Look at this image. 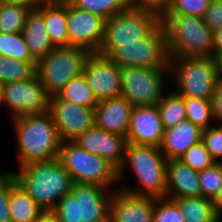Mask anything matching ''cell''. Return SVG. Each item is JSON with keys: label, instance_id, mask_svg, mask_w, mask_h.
<instances>
[{"label": "cell", "instance_id": "obj_38", "mask_svg": "<svg viewBox=\"0 0 222 222\" xmlns=\"http://www.w3.org/2000/svg\"><path fill=\"white\" fill-rule=\"evenodd\" d=\"M202 142L216 163H220L222 161V124L203 130Z\"/></svg>", "mask_w": 222, "mask_h": 222}, {"label": "cell", "instance_id": "obj_46", "mask_svg": "<svg viewBox=\"0 0 222 222\" xmlns=\"http://www.w3.org/2000/svg\"><path fill=\"white\" fill-rule=\"evenodd\" d=\"M215 60H216V63H217V68L219 70L220 77H222V52L218 53L215 56Z\"/></svg>", "mask_w": 222, "mask_h": 222}, {"label": "cell", "instance_id": "obj_26", "mask_svg": "<svg viewBox=\"0 0 222 222\" xmlns=\"http://www.w3.org/2000/svg\"><path fill=\"white\" fill-rule=\"evenodd\" d=\"M157 107L164 129L174 127L186 120L184 97L177 94L175 90L169 93L165 92L162 99L157 103Z\"/></svg>", "mask_w": 222, "mask_h": 222}, {"label": "cell", "instance_id": "obj_30", "mask_svg": "<svg viewBox=\"0 0 222 222\" xmlns=\"http://www.w3.org/2000/svg\"><path fill=\"white\" fill-rule=\"evenodd\" d=\"M70 3L80 10L98 15L106 20L126 11L131 6V0H72Z\"/></svg>", "mask_w": 222, "mask_h": 222}, {"label": "cell", "instance_id": "obj_29", "mask_svg": "<svg viewBox=\"0 0 222 222\" xmlns=\"http://www.w3.org/2000/svg\"><path fill=\"white\" fill-rule=\"evenodd\" d=\"M30 9L26 6L4 1L0 4V33L22 32Z\"/></svg>", "mask_w": 222, "mask_h": 222}, {"label": "cell", "instance_id": "obj_42", "mask_svg": "<svg viewBox=\"0 0 222 222\" xmlns=\"http://www.w3.org/2000/svg\"><path fill=\"white\" fill-rule=\"evenodd\" d=\"M7 1L26 6L30 10H37L39 8H42L44 5L53 2V0H7Z\"/></svg>", "mask_w": 222, "mask_h": 222}, {"label": "cell", "instance_id": "obj_35", "mask_svg": "<svg viewBox=\"0 0 222 222\" xmlns=\"http://www.w3.org/2000/svg\"><path fill=\"white\" fill-rule=\"evenodd\" d=\"M153 222H186L177 203L167 197L155 198Z\"/></svg>", "mask_w": 222, "mask_h": 222}, {"label": "cell", "instance_id": "obj_32", "mask_svg": "<svg viewBox=\"0 0 222 222\" xmlns=\"http://www.w3.org/2000/svg\"><path fill=\"white\" fill-rule=\"evenodd\" d=\"M0 56L18 61H36L29 52L22 32L0 33Z\"/></svg>", "mask_w": 222, "mask_h": 222}, {"label": "cell", "instance_id": "obj_6", "mask_svg": "<svg viewBox=\"0 0 222 222\" xmlns=\"http://www.w3.org/2000/svg\"><path fill=\"white\" fill-rule=\"evenodd\" d=\"M58 159L70 174L73 183L118 189L115 187L118 184V170L106 159L87 152L74 141L62 142Z\"/></svg>", "mask_w": 222, "mask_h": 222}, {"label": "cell", "instance_id": "obj_16", "mask_svg": "<svg viewBox=\"0 0 222 222\" xmlns=\"http://www.w3.org/2000/svg\"><path fill=\"white\" fill-rule=\"evenodd\" d=\"M164 127L157 105L134 106L128 132L127 143L160 147Z\"/></svg>", "mask_w": 222, "mask_h": 222}, {"label": "cell", "instance_id": "obj_47", "mask_svg": "<svg viewBox=\"0 0 222 222\" xmlns=\"http://www.w3.org/2000/svg\"><path fill=\"white\" fill-rule=\"evenodd\" d=\"M96 222H115V220L113 219L111 214L108 213L106 216H104L103 218L97 220Z\"/></svg>", "mask_w": 222, "mask_h": 222}, {"label": "cell", "instance_id": "obj_40", "mask_svg": "<svg viewBox=\"0 0 222 222\" xmlns=\"http://www.w3.org/2000/svg\"><path fill=\"white\" fill-rule=\"evenodd\" d=\"M172 0H131V6L143 8L162 16L169 8Z\"/></svg>", "mask_w": 222, "mask_h": 222}, {"label": "cell", "instance_id": "obj_31", "mask_svg": "<svg viewBox=\"0 0 222 222\" xmlns=\"http://www.w3.org/2000/svg\"><path fill=\"white\" fill-rule=\"evenodd\" d=\"M186 119L202 130L210 128L215 122L212 100L184 97Z\"/></svg>", "mask_w": 222, "mask_h": 222}, {"label": "cell", "instance_id": "obj_2", "mask_svg": "<svg viewBox=\"0 0 222 222\" xmlns=\"http://www.w3.org/2000/svg\"><path fill=\"white\" fill-rule=\"evenodd\" d=\"M13 174L43 211H53L73 186L70 174L58 158L28 163Z\"/></svg>", "mask_w": 222, "mask_h": 222}, {"label": "cell", "instance_id": "obj_15", "mask_svg": "<svg viewBox=\"0 0 222 222\" xmlns=\"http://www.w3.org/2000/svg\"><path fill=\"white\" fill-rule=\"evenodd\" d=\"M83 75L98 101L121 96V68L109 57L91 53Z\"/></svg>", "mask_w": 222, "mask_h": 222}, {"label": "cell", "instance_id": "obj_3", "mask_svg": "<svg viewBox=\"0 0 222 222\" xmlns=\"http://www.w3.org/2000/svg\"><path fill=\"white\" fill-rule=\"evenodd\" d=\"M128 165L137 177L140 186L129 187L119 184ZM166 176L167 159L159 147L127 143L124 161L118 170V185L116 187L135 195L166 197Z\"/></svg>", "mask_w": 222, "mask_h": 222}, {"label": "cell", "instance_id": "obj_27", "mask_svg": "<svg viewBox=\"0 0 222 222\" xmlns=\"http://www.w3.org/2000/svg\"><path fill=\"white\" fill-rule=\"evenodd\" d=\"M57 95L61 99L92 109H95L99 102L83 73L71 79Z\"/></svg>", "mask_w": 222, "mask_h": 222}, {"label": "cell", "instance_id": "obj_44", "mask_svg": "<svg viewBox=\"0 0 222 222\" xmlns=\"http://www.w3.org/2000/svg\"><path fill=\"white\" fill-rule=\"evenodd\" d=\"M34 222H59L53 211H43Z\"/></svg>", "mask_w": 222, "mask_h": 222}, {"label": "cell", "instance_id": "obj_34", "mask_svg": "<svg viewBox=\"0 0 222 222\" xmlns=\"http://www.w3.org/2000/svg\"><path fill=\"white\" fill-rule=\"evenodd\" d=\"M179 160L199 172L216 163L202 140L199 143L192 145Z\"/></svg>", "mask_w": 222, "mask_h": 222}, {"label": "cell", "instance_id": "obj_9", "mask_svg": "<svg viewBox=\"0 0 222 222\" xmlns=\"http://www.w3.org/2000/svg\"><path fill=\"white\" fill-rule=\"evenodd\" d=\"M90 54L79 47H55L39 60L36 73L46 93L50 97L57 95L71 79L82 74Z\"/></svg>", "mask_w": 222, "mask_h": 222}, {"label": "cell", "instance_id": "obj_18", "mask_svg": "<svg viewBox=\"0 0 222 222\" xmlns=\"http://www.w3.org/2000/svg\"><path fill=\"white\" fill-rule=\"evenodd\" d=\"M155 197L135 195L120 188L114 190L109 213L115 222H153Z\"/></svg>", "mask_w": 222, "mask_h": 222}, {"label": "cell", "instance_id": "obj_41", "mask_svg": "<svg viewBox=\"0 0 222 222\" xmlns=\"http://www.w3.org/2000/svg\"><path fill=\"white\" fill-rule=\"evenodd\" d=\"M212 104L215 121L217 124H222V77H220L216 86Z\"/></svg>", "mask_w": 222, "mask_h": 222}, {"label": "cell", "instance_id": "obj_20", "mask_svg": "<svg viewBox=\"0 0 222 222\" xmlns=\"http://www.w3.org/2000/svg\"><path fill=\"white\" fill-rule=\"evenodd\" d=\"M166 188V197L171 199L202 196L199 171L179 159L167 160Z\"/></svg>", "mask_w": 222, "mask_h": 222}, {"label": "cell", "instance_id": "obj_50", "mask_svg": "<svg viewBox=\"0 0 222 222\" xmlns=\"http://www.w3.org/2000/svg\"><path fill=\"white\" fill-rule=\"evenodd\" d=\"M221 219H222V214H218V215L216 216L214 222H222Z\"/></svg>", "mask_w": 222, "mask_h": 222}, {"label": "cell", "instance_id": "obj_48", "mask_svg": "<svg viewBox=\"0 0 222 222\" xmlns=\"http://www.w3.org/2000/svg\"><path fill=\"white\" fill-rule=\"evenodd\" d=\"M72 0H53L55 3H70Z\"/></svg>", "mask_w": 222, "mask_h": 222}, {"label": "cell", "instance_id": "obj_36", "mask_svg": "<svg viewBox=\"0 0 222 222\" xmlns=\"http://www.w3.org/2000/svg\"><path fill=\"white\" fill-rule=\"evenodd\" d=\"M17 183L13 172L0 171V222H12L10 191Z\"/></svg>", "mask_w": 222, "mask_h": 222}, {"label": "cell", "instance_id": "obj_17", "mask_svg": "<svg viewBox=\"0 0 222 222\" xmlns=\"http://www.w3.org/2000/svg\"><path fill=\"white\" fill-rule=\"evenodd\" d=\"M73 141L87 152L106 159L117 170L123 164L127 146L126 137L109 133L94 125Z\"/></svg>", "mask_w": 222, "mask_h": 222}, {"label": "cell", "instance_id": "obj_13", "mask_svg": "<svg viewBox=\"0 0 222 222\" xmlns=\"http://www.w3.org/2000/svg\"><path fill=\"white\" fill-rule=\"evenodd\" d=\"M49 112L64 141H73L95 125V110L61 99L58 95L49 98Z\"/></svg>", "mask_w": 222, "mask_h": 222}, {"label": "cell", "instance_id": "obj_11", "mask_svg": "<svg viewBox=\"0 0 222 222\" xmlns=\"http://www.w3.org/2000/svg\"><path fill=\"white\" fill-rule=\"evenodd\" d=\"M170 68H121V97L133 106H154L162 99Z\"/></svg>", "mask_w": 222, "mask_h": 222}, {"label": "cell", "instance_id": "obj_28", "mask_svg": "<svg viewBox=\"0 0 222 222\" xmlns=\"http://www.w3.org/2000/svg\"><path fill=\"white\" fill-rule=\"evenodd\" d=\"M37 61H18L0 56V84L25 81L36 74Z\"/></svg>", "mask_w": 222, "mask_h": 222}, {"label": "cell", "instance_id": "obj_10", "mask_svg": "<svg viewBox=\"0 0 222 222\" xmlns=\"http://www.w3.org/2000/svg\"><path fill=\"white\" fill-rule=\"evenodd\" d=\"M109 58L120 68H170L167 35L162 22L136 43L120 44Z\"/></svg>", "mask_w": 222, "mask_h": 222}, {"label": "cell", "instance_id": "obj_33", "mask_svg": "<svg viewBox=\"0 0 222 222\" xmlns=\"http://www.w3.org/2000/svg\"><path fill=\"white\" fill-rule=\"evenodd\" d=\"M201 193L204 198L213 200L222 188V164L213 166L199 172Z\"/></svg>", "mask_w": 222, "mask_h": 222}, {"label": "cell", "instance_id": "obj_25", "mask_svg": "<svg viewBox=\"0 0 222 222\" xmlns=\"http://www.w3.org/2000/svg\"><path fill=\"white\" fill-rule=\"evenodd\" d=\"M186 222H214L218 213L211 199L200 197L173 199Z\"/></svg>", "mask_w": 222, "mask_h": 222}, {"label": "cell", "instance_id": "obj_39", "mask_svg": "<svg viewBox=\"0 0 222 222\" xmlns=\"http://www.w3.org/2000/svg\"><path fill=\"white\" fill-rule=\"evenodd\" d=\"M202 19L212 31L222 28V0H212Z\"/></svg>", "mask_w": 222, "mask_h": 222}, {"label": "cell", "instance_id": "obj_45", "mask_svg": "<svg viewBox=\"0 0 222 222\" xmlns=\"http://www.w3.org/2000/svg\"><path fill=\"white\" fill-rule=\"evenodd\" d=\"M214 203L215 210L218 214H222V188L217 193L215 198L212 200Z\"/></svg>", "mask_w": 222, "mask_h": 222}, {"label": "cell", "instance_id": "obj_19", "mask_svg": "<svg viewBox=\"0 0 222 222\" xmlns=\"http://www.w3.org/2000/svg\"><path fill=\"white\" fill-rule=\"evenodd\" d=\"M134 106L124 97L100 100L95 110V125L104 131L126 137Z\"/></svg>", "mask_w": 222, "mask_h": 222}, {"label": "cell", "instance_id": "obj_23", "mask_svg": "<svg viewBox=\"0 0 222 222\" xmlns=\"http://www.w3.org/2000/svg\"><path fill=\"white\" fill-rule=\"evenodd\" d=\"M43 17L52 44L55 47H69L67 3L51 2L44 5Z\"/></svg>", "mask_w": 222, "mask_h": 222}, {"label": "cell", "instance_id": "obj_24", "mask_svg": "<svg viewBox=\"0 0 222 222\" xmlns=\"http://www.w3.org/2000/svg\"><path fill=\"white\" fill-rule=\"evenodd\" d=\"M9 205L12 222H34L43 212L19 183L10 191Z\"/></svg>", "mask_w": 222, "mask_h": 222}, {"label": "cell", "instance_id": "obj_1", "mask_svg": "<svg viewBox=\"0 0 222 222\" xmlns=\"http://www.w3.org/2000/svg\"><path fill=\"white\" fill-rule=\"evenodd\" d=\"M17 139L18 169L59 156L62 140L49 111L12 118Z\"/></svg>", "mask_w": 222, "mask_h": 222}, {"label": "cell", "instance_id": "obj_8", "mask_svg": "<svg viewBox=\"0 0 222 222\" xmlns=\"http://www.w3.org/2000/svg\"><path fill=\"white\" fill-rule=\"evenodd\" d=\"M161 23L158 13L130 6L106 20L103 42L98 54L109 57L120 44L136 43L148 36Z\"/></svg>", "mask_w": 222, "mask_h": 222}, {"label": "cell", "instance_id": "obj_37", "mask_svg": "<svg viewBox=\"0 0 222 222\" xmlns=\"http://www.w3.org/2000/svg\"><path fill=\"white\" fill-rule=\"evenodd\" d=\"M212 0H172L165 13H181L203 17Z\"/></svg>", "mask_w": 222, "mask_h": 222}, {"label": "cell", "instance_id": "obj_49", "mask_svg": "<svg viewBox=\"0 0 222 222\" xmlns=\"http://www.w3.org/2000/svg\"><path fill=\"white\" fill-rule=\"evenodd\" d=\"M3 104L2 85L0 84V106Z\"/></svg>", "mask_w": 222, "mask_h": 222}, {"label": "cell", "instance_id": "obj_43", "mask_svg": "<svg viewBox=\"0 0 222 222\" xmlns=\"http://www.w3.org/2000/svg\"><path fill=\"white\" fill-rule=\"evenodd\" d=\"M222 52V28L213 31V57Z\"/></svg>", "mask_w": 222, "mask_h": 222}, {"label": "cell", "instance_id": "obj_4", "mask_svg": "<svg viewBox=\"0 0 222 222\" xmlns=\"http://www.w3.org/2000/svg\"><path fill=\"white\" fill-rule=\"evenodd\" d=\"M170 58L213 56V31L198 16L164 13Z\"/></svg>", "mask_w": 222, "mask_h": 222}, {"label": "cell", "instance_id": "obj_14", "mask_svg": "<svg viewBox=\"0 0 222 222\" xmlns=\"http://www.w3.org/2000/svg\"><path fill=\"white\" fill-rule=\"evenodd\" d=\"M106 19L80 10L67 3V31L69 46L98 53L103 42Z\"/></svg>", "mask_w": 222, "mask_h": 222}, {"label": "cell", "instance_id": "obj_7", "mask_svg": "<svg viewBox=\"0 0 222 222\" xmlns=\"http://www.w3.org/2000/svg\"><path fill=\"white\" fill-rule=\"evenodd\" d=\"M113 192L98 185L73 183L71 192L59 200L53 212L59 222H96L109 213Z\"/></svg>", "mask_w": 222, "mask_h": 222}, {"label": "cell", "instance_id": "obj_22", "mask_svg": "<svg viewBox=\"0 0 222 222\" xmlns=\"http://www.w3.org/2000/svg\"><path fill=\"white\" fill-rule=\"evenodd\" d=\"M22 34L29 52L37 62L46 57L55 48L44 23L43 7L37 10H30L26 17Z\"/></svg>", "mask_w": 222, "mask_h": 222}, {"label": "cell", "instance_id": "obj_21", "mask_svg": "<svg viewBox=\"0 0 222 222\" xmlns=\"http://www.w3.org/2000/svg\"><path fill=\"white\" fill-rule=\"evenodd\" d=\"M202 129L189 120L164 129L160 150L167 160L180 159L192 146L202 140Z\"/></svg>", "mask_w": 222, "mask_h": 222}, {"label": "cell", "instance_id": "obj_5", "mask_svg": "<svg viewBox=\"0 0 222 222\" xmlns=\"http://www.w3.org/2000/svg\"><path fill=\"white\" fill-rule=\"evenodd\" d=\"M170 76L183 97L212 100L220 79L215 57L170 58Z\"/></svg>", "mask_w": 222, "mask_h": 222}, {"label": "cell", "instance_id": "obj_12", "mask_svg": "<svg viewBox=\"0 0 222 222\" xmlns=\"http://www.w3.org/2000/svg\"><path fill=\"white\" fill-rule=\"evenodd\" d=\"M4 106L10 111L11 119L49 111V98L37 73L30 79L2 84Z\"/></svg>", "mask_w": 222, "mask_h": 222}]
</instances>
